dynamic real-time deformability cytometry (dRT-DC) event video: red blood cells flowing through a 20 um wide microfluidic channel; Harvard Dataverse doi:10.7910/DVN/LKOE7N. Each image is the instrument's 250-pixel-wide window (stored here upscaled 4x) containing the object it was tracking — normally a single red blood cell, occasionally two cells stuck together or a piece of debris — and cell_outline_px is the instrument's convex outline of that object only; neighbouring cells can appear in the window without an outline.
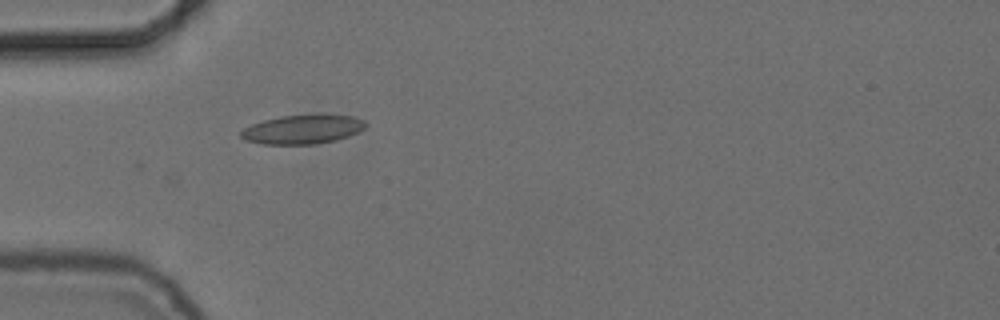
{"species": "common noctule bat (a hibernating species)", "species_latin": "Nyctalus noctula", "temperature_condition": "cold", "stored_images_in_passage": 39, "camera_frame_rate_fps": 3000, "um_per_image_px": 0.085, "animal": {"sex": "female", "body_mass_g": 24.6, "forearm_length_mm": 56.2}, "frame": {"image": 1, "passage_image": 1, "time_ms": 0.0, "image_size_px": [1000, 320], "cell_outline_px": [[368, 124], [364, 128], [348, 136], [336, 140], [316, 144], [264, 144], [244, 140], [240, 136], [240, 132], [244, 128], [252, 124], [264, 120], [280, 116], [352, 116], [364, 120]], "centroid_in_image_um": [25.69, 11.02], "position_along_channel_um": 59.3, "area_um2": 20.63}}
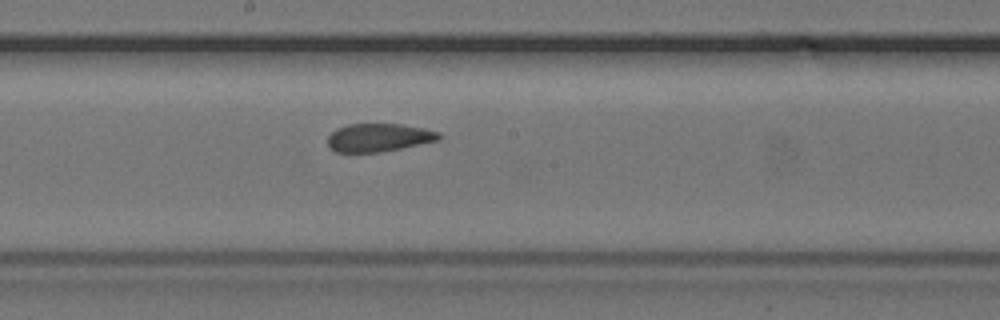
{"frame": {"image": 2, "passage_image": 14, "time_ms": 4.333, "image_size_px": [1000, 320], "cell_outline_px": [[444, 136], [440, 140], [380, 152], [336, 152], [328, 148], [328, 136], [336, 128], [348, 124], [400, 124], [424, 128], [440, 132]], "centroid_in_image_um": [32.21, 11.69], "position_along_channel_um": 216.0, "area_um2": 18.38}}
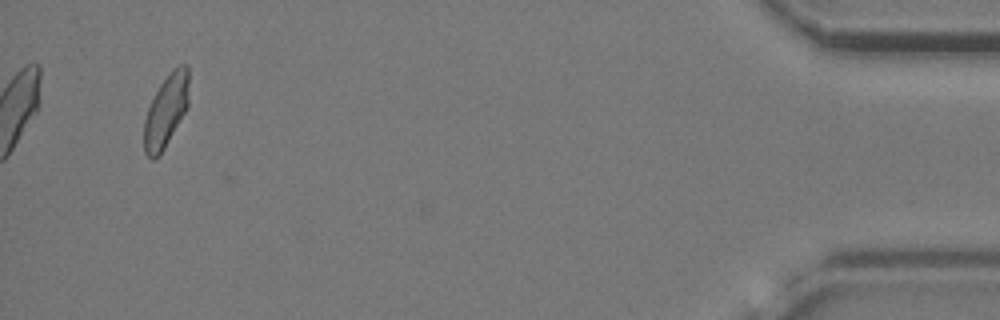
{"frame": {"image": 3, "passage_image": 37, "time_ms": 12.0, "image_size_px": [1000, 320], "cell_outline_px": [[188, 108], [160, 156], [152, 160], [144, 152], [144, 120], [148, 108], [160, 84], [172, 68], [180, 64], [188, 64]], "centroid_in_image_um": [14.12, 9.43], "position_along_channel_um": 421.1, "area_um2": 19.13}, "authors_computed_cell_mechanics": {"area_um2": 19.363, "velocity_mm_per_s": 3.6965, "shape_relaxation_time_tau1_ms": null, "shape_relaxation_time_tau2_ms": 1.6979, "deformation_change_tau1": null, "deformation_change_tau2": 0.077}}